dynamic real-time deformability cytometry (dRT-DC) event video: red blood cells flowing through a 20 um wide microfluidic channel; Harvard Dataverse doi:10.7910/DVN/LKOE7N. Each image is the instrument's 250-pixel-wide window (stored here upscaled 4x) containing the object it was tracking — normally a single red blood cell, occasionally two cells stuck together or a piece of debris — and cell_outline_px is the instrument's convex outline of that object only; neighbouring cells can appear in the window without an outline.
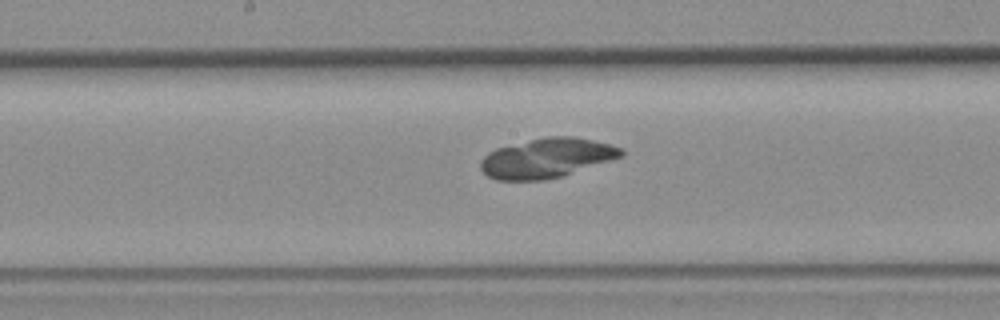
{"species": "common noctule bat (a hibernating species)", "species_latin": "Nyctalus noctula", "temperature_condition": "room temperature", "stored_images_in_passage": 40, "camera_frame_rate_fps": 3000, "um_per_image_px": 0.085, "animal": {"sex": "female", "body_mass_g": 19.3, "forearm_length_mm": 54.1}, "frame": {"image": 1, "passage_image": 13, "time_ms": 4.0, "image_size_px": [1000, 320], "cell_outline_px": [[624, 156], [564, 176], [544, 180], [496, 180], [488, 176], [480, 168], [480, 160], [488, 152], [496, 148], [544, 136], [572, 136], [592, 140], [624, 148]], "centroid_in_image_um": [46.48, 13.43], "position_along_channel_um": 201.7, "area_um2": 32.66}}
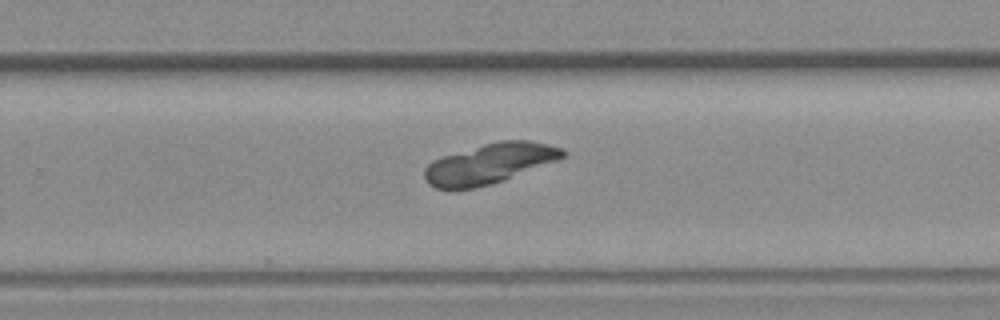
{"frame": {"image": 2, "passage_image": 20, "time_ms": 6.333, "image_size_px": [1000, 320], "cell_outline_px": [[564, 156], [556, 160], [504, 180], [492, 184], [476, 188], [452, 192], [436, 188], [428, 184], [424, 180], [424, 168], [432, 160], [444, 156], [484, 144], [500, 140], [528, 140], [548, 144], [564, 148]], "centroid_in_image_um": [41.54, 13.94], "position_along_channel_um": 288.3, "area_um2": 32.54}}
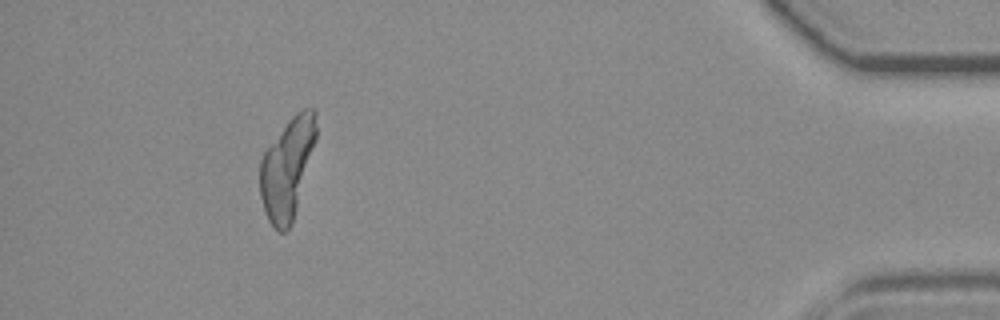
{"frame": {"image": 3, "passage_image": 35, "time_ms": 11.333, "image_size_px": [1000, 320], "cell_outline_px": [[316, 140], [292, 224], [284, 232], [276, 232], [268, 220], [264, 212], [260, 196], [260, 160], [264, 152], [288, 120], [296, 112], [304, 108], [316, 108]], "centroid_in_image_um": [24.41, 14.31], "position_along_channel_um": 410.8, "area_um2": 32.83}}